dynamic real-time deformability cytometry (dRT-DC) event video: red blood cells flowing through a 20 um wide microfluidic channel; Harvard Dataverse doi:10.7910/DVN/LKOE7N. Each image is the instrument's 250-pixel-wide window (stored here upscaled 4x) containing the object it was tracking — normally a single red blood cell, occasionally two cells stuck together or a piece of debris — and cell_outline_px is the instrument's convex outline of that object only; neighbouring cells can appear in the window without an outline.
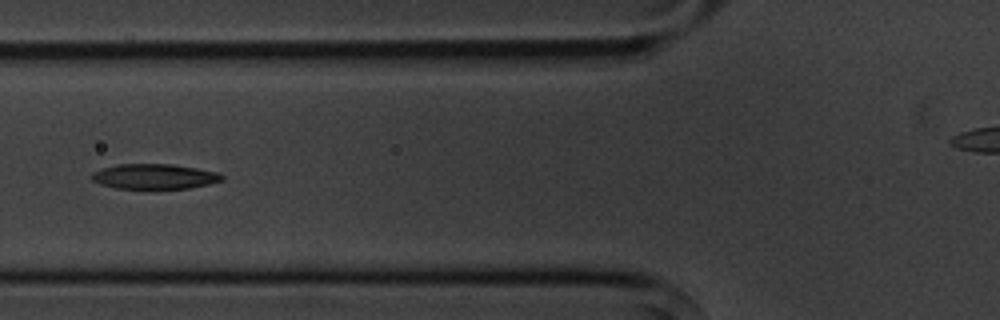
{"species": "common noctule bat (a hibernating species)", "species_latin": "Nyctalus noctula", "temperature_condition": "cold", "stored_images_in_passage": 5, "camera_frame_rate_fps": 3000, "um_per_image_px": 0.085, "animal": {"sex": "male", "body_mass_g": 20.1, "forearm_length_mm": 53.5}, "frame": {"image": 1, "passage_image": 5, "time_ms": 4.667, "image_size_px": [1000, 320], "cell_outline_px": [[224, 180], [208, 184], [188, 188], [148, 192], [116, 188], [100, 184], [92, 180], [92, 172], [116, 164], [172, 164], [220, 172], [224, 176]], "centroid_in_image_um": [13.14, 15.05], "position_along_channel_um": 112.7, "area_um2": 20.0}}